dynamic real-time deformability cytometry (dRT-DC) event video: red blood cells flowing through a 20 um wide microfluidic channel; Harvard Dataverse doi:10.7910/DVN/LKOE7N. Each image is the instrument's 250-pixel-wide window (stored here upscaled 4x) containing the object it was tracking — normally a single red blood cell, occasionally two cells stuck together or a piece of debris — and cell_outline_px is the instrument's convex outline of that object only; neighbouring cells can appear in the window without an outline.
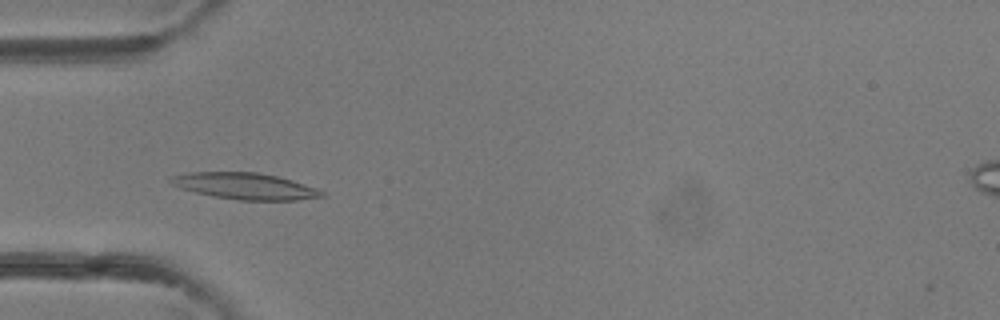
{"species": "common noctule bat (a hibernating species)", "species_latin": "Nyctalus noctula", "temperature_condition": "room temperature", "stored_images_in_passage": 39, "camera_frame_rate_fps": 3000, "um_per_image_px": 0.085, "animal": {"sex": "female"}, "frame": {"image": 1, "passage_image": 10, "time_ms": 3.0, "image_size_px": [1000, 320], "cell_outline_px": [[328, 196], [296, 200], [240, 200], [212, 196], [180, 188], [172, 184], [168, 180], [172, 176], [192, 172], [256, 172], [276, 176], [292, 180], [316, 188], [324, 192]], "centroid_in_image_um": [20.85, 15.82], "position_along_channel_um": 64.2, "area_um2": 23.12}}
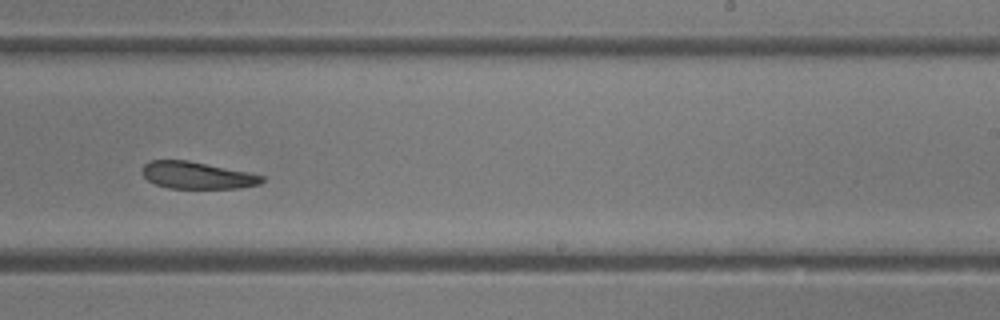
{"frame": {"image": 2, "passage_image": 23, "time_ms": 7.333, "image_size_px": [1000, 320], "cell_outline_px": [[264, 180], [260, 184], [240, 188], [168, 188], [156, 184], [148, 180], [144, 176], [144, 164], [148, 160], [188, 160], [248, 172], [264, 176]], "centroid_in_image_um": [16.77, 14.9], "position_along_channel_um": 272.2, "area_um2": 18.73}}
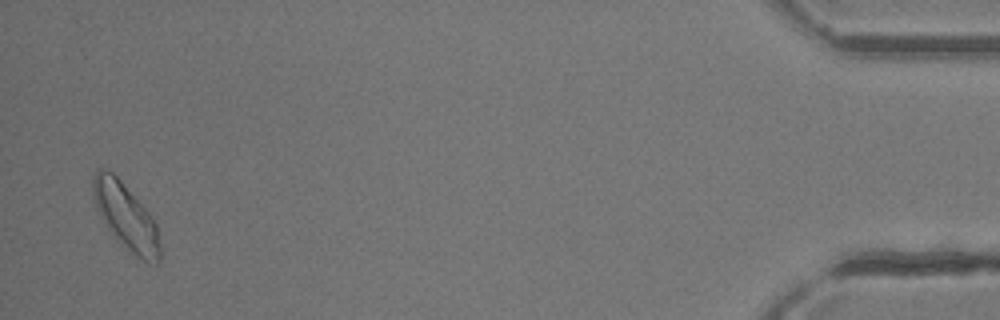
{"frame": {"image": 3, "passage_image": 38, "time_ms": 1679.0, "image_size_px": [1000, 320], "cell_outline_px": [[160, 260], [156, 264], [144, 260], [132, 252], [116, 240], [100, 216], [96, 208], [92, 196], [92, 176], [96, 168], [108, 168], [120, 180], [148, 212], [156, 224], [160, 248]], "centroid_in_image_um": [10.65, 18.35], "position_along_channel_um": 424.6, "area_um2": 25.55}}